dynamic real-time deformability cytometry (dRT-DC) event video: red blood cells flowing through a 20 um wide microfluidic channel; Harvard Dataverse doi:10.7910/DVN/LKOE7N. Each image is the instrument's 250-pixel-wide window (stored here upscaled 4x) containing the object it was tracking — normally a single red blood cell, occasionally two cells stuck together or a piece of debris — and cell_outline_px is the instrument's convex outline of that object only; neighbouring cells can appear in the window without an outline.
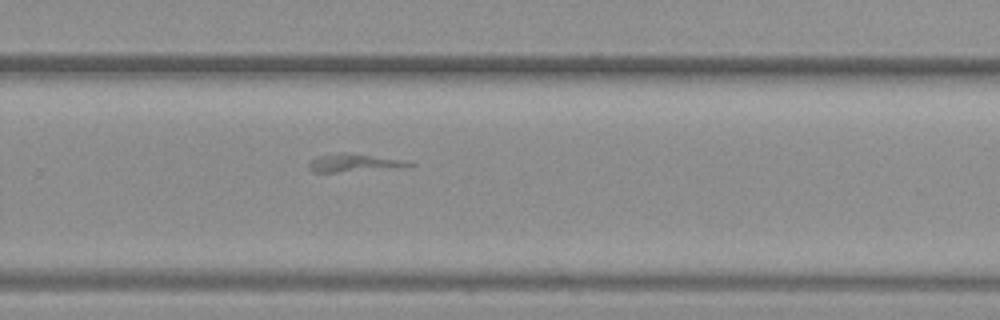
{"species": "common noctule bat (a hibernating species)", "species_latin": "Nyctalus noctula", "temperature_condition": "warm", "stored_images_in_passage": 25, "camera_frame_rate_fps": 3000, "um_per_image_px": 0.085, "animal": {"sex": "female", "body_mass_g": 19.3, "forearm_length_mm": 54.1}, "frame": {"image": 1, "passage_image": 18, "time_ms": 5.667, "image_size_px": [1000, 320], "cell_outline_px": [[416, 164], [412, 168], [336, 172], [312, 172], [308, 168], [308, 164], [316, 156], [344, 152], [400, 160]], "centroid_in_image_um": [30.13, 13.87], "position_along_channel_um": 299.7, "area_um2": 10.64}}
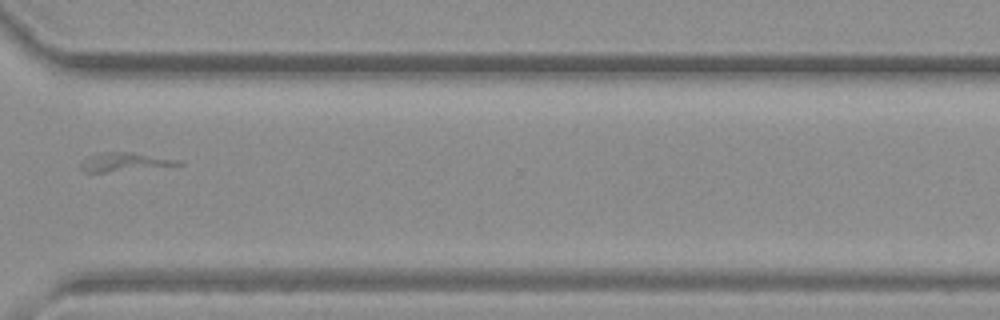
{"frame": {"image": 2, "passage_image": 22, "time_ms": 7.0, "image_size_px": [1000, 320], "cell_outline_px": [[184, 164], [104, 172], [84, 172], [80, 168], [80, 164], [88, 156], [100, 152], [128, 152], [180, 160]], "centroid_in_image_um": [10.5, 13.76], "position_along_channel_um": 360.1, "area_um2": 10.23}}